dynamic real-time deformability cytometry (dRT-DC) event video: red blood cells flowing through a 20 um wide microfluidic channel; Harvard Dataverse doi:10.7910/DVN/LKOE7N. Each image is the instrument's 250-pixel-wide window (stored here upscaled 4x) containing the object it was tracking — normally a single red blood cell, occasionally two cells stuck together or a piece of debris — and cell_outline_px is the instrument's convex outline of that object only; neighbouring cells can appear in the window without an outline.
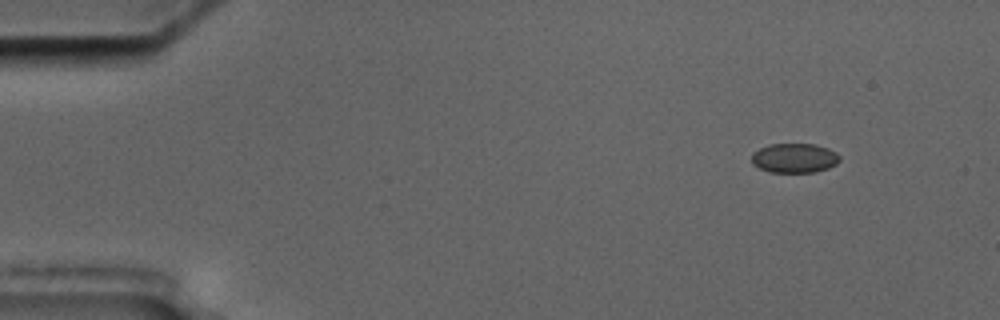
{"species": "common noctule bat (a hibernating species)", "species_latin": "Nyctalus noctula", "temperature_condition": "cold", "stored_images_in_passage": 5, "camera_frame_rate_fps": 3000, "um_per_image_px": 0.085, "animal": {"sex": "male", "body_mass_g": 17.5, "forearm_length_mm": 52.3}, "frame": {"image": 1, "passage_image": 2, "time_ms": 1.0, "image_size_px": [1000, 320], "cell_outline_px": [[840, 160], [836, 164], [828, 168], [816, 172], [768, 172], [752, 164], [752, 152], [768, 144], [816, 144], [828, 148], [836, 152], [840, 156]], "centroid_in_image_um": [67.53, 13.43], "position_along_channel_um": 17.5, "area_um2": 15.26}}
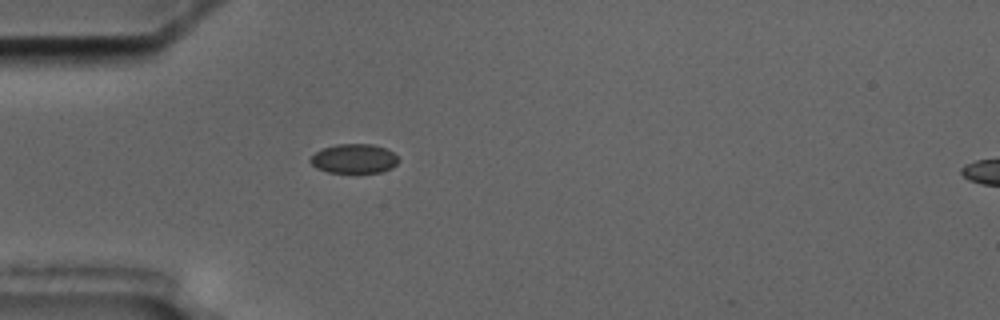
{"frame": {"image": 2, "passage_image": 5, "time_ms": 4.667, "image_size_px": [1000, 320], "cell_outline_px": [[400, 160], [392, 168], [380, 172], [356, 176], [328, 172], [316, 168], [308, 160], [316, 152], [324, 148], [336, 144], [372, 144], [384, 148], [392, 152]], "centroid_in_image_um": [30.09, 13.54], "position_along_channel_um": 54.9, "area_um2": 15.66}}